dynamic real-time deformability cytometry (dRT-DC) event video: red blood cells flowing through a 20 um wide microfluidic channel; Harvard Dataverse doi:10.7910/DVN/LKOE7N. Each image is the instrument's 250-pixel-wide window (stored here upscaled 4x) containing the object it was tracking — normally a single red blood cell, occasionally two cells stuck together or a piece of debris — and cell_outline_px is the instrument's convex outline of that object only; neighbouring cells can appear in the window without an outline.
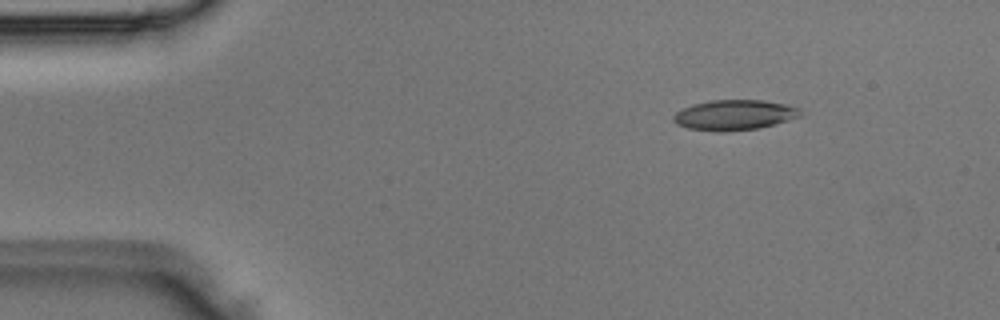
{"species": "Egyptian fruit bat (a non-hibernating species)", "species_latin": "Rousettus aegyptiacus", "temperature_condition": "room temperature", "stored_images_in_passage": 3, "camera_frame_rate_fps": 3000, "um_per_image_px": 0.085, "animal": {"sex": "male"}, "frame": {"image": 1, "passage_image": 1, "time_ms": 0.0, "image_size_px": [1000, 320], "cell_outline_px": [[800, 116], [760, 128], [724, 132], [720, 132], [688, 128], [676, 124], [672, 120], [672, 116], [676, 112], [692, 104], [712, 100], [764, 100], [784, 104], [800, 108]], "centroid_in_image_um": [62.38, 9.77], "position_along_channel_um": 22.6, "area_um2": 22.31}}
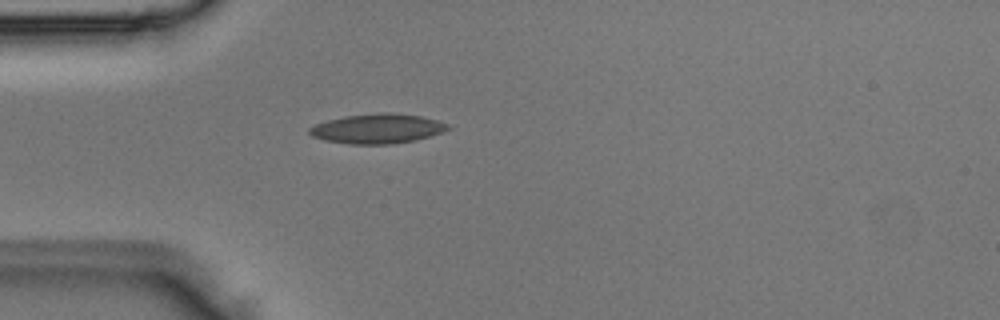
{"frame": {"image": 2, "passage_image": 3, "time_ms": 0.667, "image_size_px": [1000, 320], "cell_outline_px": [[452, 128], [416, 140], [392, 144], [348, 144], [324, 140], [312, 136], [308, 132], [308, 128], [316, 124], [328, 120], [344, 116], [384, 112], [420, 116], [436, 120], [448, 124]], "centroid_in_image_um": [32.05, 10.94], "position_along_channel_um": 53.0, "area_um2": 23.76}}